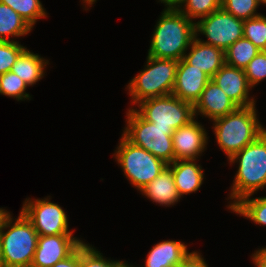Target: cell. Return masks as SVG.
I'll use <instances>...</instances> for the list:
<instances>
[{
	"label": "cell",
	"instance_id": "8992f818",
	"mask_svg": "<svg viewBox=\"0 0 266 267\" xmlns=\"http://www.w3.org/2000/svg\"><path fill=\"white\" fill-rule=\"evenodd\" d=\"M113 157L124 176L138 191L153 181L168 164L147 150L130 142L123 134Z\"/></svg>",
	"mask_w": 266,
	"mask_h": 267
},
{
	"label": "cell",
	"instance_id": "7a4b0ae2",
	"mask_svg": "<svg viewBox=\"0 0 266 267\" xmlns=\"http://www.w3.org/2000/svg\"><path fill=\"white\" fill-rule=\"evenodd\" d=\"M228 161L238 165L228 197L227 208L231 210L243 198L266 188V131Z\"/></svg>",
	"mask_w": 266,
	"mask_h": 267
},
{
	"label": "cell",
	"instance_id": "52a82bcc",
	"mask_svg": "<svg viewBox=\"0 0 266 267\" xmlns=\"http://www.w3.org/2000/svg\"><path fill=\"white\" fill-rule=\"evenodd\" d=\"M126 117L122 134L130 142L147 150L166 164L174 161L173 128L154 126L153 122L143 119L134 107L127 109Z\"/></svg>",
	"mask_w": 266,
	"mask_h": 267
},
{
	"label": "cell",
	"instance_id": "484cf974",
	"mask_svg": "<svg viewBox=\"0 0 266 267\" xmlns=\"http://www.w3.org/2000/svg\"><path fill=\"white\" fill-rule=\"evenodd\" d=\"M27 84L18 75L9 71L0 75V94L16 98L17 101L31 100L26 92Z\"/></svg>",
	"mask_w": 266,
	"mask_h": 267
},
{
	"label": "cell",
	"instance_id": "5bb4252c",
	"mask_svg": "<svg viewBox=\"0 0 266 267\" xmlns=\"http://www.w3.org/2000/svg\"><path fill=\"white\" fill-rule=\"evenodd\" d=\"M211 80L202 70L179 61L172 94L193 105L199 100L205 86Z\"/></svg>",
	"mask_w": 266,
	"mask_h": 267
},
{
	"label": "cell",
	"instance_id": "d4e9b609",
	"mask_svg": "<svg viewBox=\"0 0 266 267\" xmlns=\"http://www.w3.org/2000/svg\"><path fill=\"white\" fill-rule=\"evenodd\" d=\"M221 6L222 0H184L177 9L196 23L193 19L207 17Z\"/></svg>",
	"mask_w": 266,
	"mask_h": 267
},
{
	"label": "cell",
	"instance_id": "74e56055",
	"mask_svg": "<svg viewBox=\"0 0 266 267\" xmlns=\"http://www.w3.org/2000/svg\"><path fill=\"white\" fill-rule=\"evenodd\" d=\"M116 267H135V266L126 263V261L124 262V261H119V260H118V263H117ZM141 267H142V266H141Z\"/></svg>",
	"mask_w": 266,
	"mask_h": 267
},
{
	"label": "cell",
	"instance_id": "4dcf8cb0",
	"mask_svg": "<svg viewBox=\"0 0 266 267\" xmlns=\"http://www.w3.org/2000/svg\"><path fill=\"white\" fill-rule=\"evenodd\" d=\"M245 75L251 88L266 79V53L260 51L245 68Z\"/></svg>",
	"mask_w": 266,
	"mask_h": 267
},
{
	"label": "cell",
	"instance_id": "9a60e30c",
	"mask_svg": "<svg viewBox=\"0 0 266 267\" xmlns=\"http://www.w3.org/2000/svg\"><path fill=\"white\" fill-rule=\"evenodd\" d=\"M239 107L226 93L212 80L205 86L199 100L194 105L195 117L198 115L213 121L226 116Z\"/></svg>",
	"mask_w": 266,
	"mask_h": 267
},
{
	"label": "cell",
	"instance_id": "cb8c5ba5",
	"mask_svg": "<svg viewBox=\"0 0 266 267\" xmlns=\"http://www.w3.org/2000/svg\"><path fill=\"white\" fill-rule=\"evenodd\" d=\"M0 3L10 6L32 28L39 19L46 18L48 14L40 0H0Z\"/></svg>",
	"mask_w": 266,
	"mask_h": 267
},
{
	"label": "cell",
	"instance_id": "2e32d148",
	"mask_svg": "<svg viewBox=\"0 0 266 267\" xmlns=\"http://www.w3.org/2000/svg\"><path fill=\"white\" fill-rule=\"evenodd\" d=\"M188 49L190 51L185 53L183 59L189 65L202 70L210 78L225 64L224 51L202 42L198 36L194 37Z\"/></svg>",
	"mask_w": 266,
	"mask_h": 267
},
{
	"label": "cell",
	"instance_id": "f35d334b",
	"mask_svg": "<svg viewBox=\"0 0 266 267\" xmlns=\"http://www.w3.org/2000/svg\"><path fill=\"white\" fill-rule=\"evenodd\" d=\"M0 267H5L4 262H3L2 252H1V244H0Z\"/></svg>",
	"mask_w": 266,
	"mask_h": 267
},
{
	"label": "cell",
	"instance_id": "6da1fadb",
	"mask_svg": "<svg viewBox=\"0 0 266 267\" xmlns=\"http://www.w3.org/2000/svg\"><path fill=\"white\" fill-rule=\"evenodd\" d=\"M195 36L194 21L177 8H164L151 36L147 56L180 61Z\"/></svg>",
	"mask_w": 266,
	"mask_h": 267
},
{
	"label": "cell",
	"instance_id": "f1b7e54d",
	"mask_svg": "<svg viewBox=\"0 0 266 267\" xmlns=\"http://www.w3.org/2000/svg\"><path fill=\"white\" fill-rule=\"evenodd\" d=\"M118 261L107 259L85 241L80 245V267H116Z\"/></svg>",
	"mask_w": 266,
	"mask_h": 267
},
{
	"label": "cell",
	"instance_id": "83f0119b",
	"mask_svg": "<svg viewBox=\"0 0 266 267\" xmlns=\"http://www.w3.org/2000/svg\"><path fill=\"white\" fill-rule=\"evenodd\" d=\"M261 0H222L221 8L241 20H248L261 15L257 13Z\"/></svg>",
	"mask_w": 266,
	"mask_h": 267
},
{
	"label": "cell",
	"instance_id": "30bf717a",
	"mask_svg": "<svg viewBox=\"0 0 266 267\" xmlns=\"http://www.w3.org/2000/svg\"><path fill=\"white\" fill-rule=\"evenodd\" d=\"M50 200V196L44 199L26 198L21 211L32 222L38 235L74 234V230L70 231L68 228V215L65 210Z\"/></svg>",
	"mask_w": 266,
	"mask_h": 267
},
{
	"label": "cell",
	"instance_id": "4fadbf2b",
	"mask_svg": "<svg viewBox=\"0 0 266 267\" xmlns=\"http://www.w3.org/2000/svg\"><path fill=\"white\" fill-rule=\"evenodd\" d=\"M238 107H249L256 105V100L251 97L250 87L245 71L228 64L211 78Z\"/></svg>",
	"mask_w": 266,
	"mask_h": 267
},
{
	"label": "cell",
	"instance_id": "e575fe53",
	"mask_svg": "<svg viewBox=\"0 0 266 267\" xmlns=\"http://www.w3.org/2000/svg\"><path fill=\"white\" fill-rule=\"evenodd\" d=\"M165 4V8H178L184 0H158Z\"/></svg>",
	"mask_w": 266,
	"mask_h": 267
},
{
	"label": "cell",
	"instance_id": "5b68a950",
	"mask_svg": "<svg viewBox=\"0 0 266 267\" xmlns=\"http://www.w3.org/2000/svg\"><path fill=\"white\" fill-rule=\"evenodd\" d=\"M146 59L144 70L126 85L133 106L142 100L170 95L173 92L179 61L150 56Z\"/></svg>",
	"mask_w": 266,
	"mask_h": 267
},
{
	"label": "cell",
	"instance_id": "ac0fdd59",
	"mask_svg": "<svg viewBox=\"0 0 266 267\" xmlns=\"http://www.w3.org/2000/svg\"><path fill=\"white\" fill-rule=\"evenodd\" d=\"M139 192L155 202L157 205L170 207L180 202L171 168L167 166L163 171Z\"/></svg>",
	"mask_w": 266,
	"mask_h": 267
},
{
	"label": "cell",
	"instance_id": "f546056e",
	"mask_svg": "<svg viewBox=\"0 0 266 267\" xmlns=\"http://www.w3.org/2000/svg\"><path fill=\"white\" fill-rule=\"evenodd\" d=\"M27 47L19 41H0V75L7 73L15 64L16 59Z\"/></svg>",
	"mask_w": 266,
	"mask_h": 267
},
{
	"label": "cell",
	"instance_id": "ba28073f",
	"mask_svg": "<svg viewBox=\"0 0 266 267\" xmlns=\"http://www.w3.org/2000/svg\"><path fill=\"white\" fill-rule=\"evenodd\" d=\"M136 106L134 110L143 119L153 122L154 126L161 128H173L176 130L196 118L194 105L182 101L173 94L148 98L142 100Z\"/></svg>",
	"mask_w": 266,
	"mask_h": 267
},
{
	"label": "cell",
	"instance_id": "ffe728a7",
	"mask_svg": "<svg viewBox=\"0 0 266 267\" xmlns=\"http://www.w3.org/2000/svg\"><path fill=\"white\" fill-rule=\"evenodd\" d=\"M48 63L49 60L26 48L16 59L10 71L24 80L27 86H33L45 76L44 68Z\"/></svg>",
	"mask_w": 266,
	"mask_h": 267
},
{
	"label": "cell",
	"instance_id": "d6986e66",
	"mask_svg": "<svg viewBox=\"0 0 266 267\" xmlns=\"http://www.w3.org/2000/svg\"><path fill=\"white\" fill-rule=\"evenodd\" d=\"M188 245L181 241L163 240L148 252L145 267H176L189 253Z\"/></svg>",
	"mask_w": 266,
	"mask_h": 267
},
{
	"label": "cell",
	"instance_id": "1f68e13d",
	"mask_svg": "<svg viewBox=\"0 0 266 267\" xmlns=\"http://www.w3.org/2000/svg\"><path fill=\"white\" fill-rule=\"evenodd\" d=\"M176 267H209L198 251L189 252Z\"/></svg>",
	"mask_w": 266,
	"mask_h": 267
},
{
	"label": "cell",
	"instance_id": "d590c367",
	"mask_svg": "<svg viewBox=\"0 0 266 267\" xmlns=\"http://www.w3.org/2000/svg\"><path fill=\"white\" fill-rule=\"evenodd\" d=\"M11 213L6 209L0 208V229L3 227L4 221Z\"/></svg>",
	"mask_w": 266,
	"mask_h": 267
},
{
	"label": "cell",
	"instance_id": "7402d4cb",
	"mask_svg": "<svg viewBox=\"0 0 266 267\" xmlns=\"http://www.w3.org/2000/svg\"><path fill=\"white\" fill-rule=\"evenodd\" d=\"M260 52L247 38L242 37L225 52V63L245 70L249 62Z\"/></svg>",
	"mask_w": 266,
	"mask_h": 267
},
{
	"label": "cell",
	"instance_id": "603a6c76",
	"mask_svg": "<svg viewBox=\"0 0 266 267\" xmlns=\"http://www.w3.org/2000/svg\"><path fill=\"white\" fill-rule=\"evenodd\" d=\"M251 197L243 198L231 209V212L241 215L255 224L266 226V196Z\"/></svg>",
	"mask_w": 266,
	"mask_h": 267
},
{
	"label": "cell",
	"instance_id": "9c48e42d",
	"mask_svg": "<svg viewBox=\"0 0 266 267\" xmlns=\"http://www.w3.org/2000/svg\"><path fill=\"white\" fill-rule=\"evenodd\" d=\"M244 20L234 17L222 8L198 20L195 23L196 36L204 35L206 44L215 46L224 52L243 37Z\"/></svg>",
	"mask_w": 266,
	"mask_h": 267
},
{
	"label": "cell",
	"instance_id": "ab89813d",
	"mask_svg": "<svg viewBox=\"0 0 266 267\" xmlns=\"http://www.w3.org/2000/svg\"><path fill=\"white\" fill-rule=\"evenodd\" d=\"M263 3H264V5H266V0H261Z\"/></svg>",
	"mask_w": 266,
	"mask_h": 267
},
{
	"label": "cell",
	"instance_id": "44dd1931",
	"mask_svg": "<svg viewBox=\"0 0 266 267\" xmlns=\"http://www.w3.org/2000/svg\"><path fill=\"white\" fill-rule=\"evenodd\" d=\"M32 29L10 6L0 3V41L14 42V37L25 36Z\"/></svg>",
	"mask_w": 266,
	"mask_h": 267
},
{
	"label": "cell",
	"instance_id": "4316f807",
	"mask_svg": "<svg viewBox=\"0 0 266 267\" xmlns=\"http://www.w3.org/2000/svg\"><path fill=\"white\" fill-rule=\"evenodd\" d=\"M243 37L247 38L258 50L266 47V16L259 15L243 23Z\"/></svg>",
	"mask_w": 266,
	"mask_h": 267
},
{
	"label": "cell",
	"instance_id": "8fae6325",
	"mask_svg": "<svg viewBox=\"0 0 266 267\" xmlns=\"http://www.w3.org/2000/svg\"><path fill=\"white\" fill-rule=\"evenodd\" d=\"M83 242L73 234L39 235L30 267H52L70 256Z\"/></svg>",
	"mask_w": 266,
	"mask_h": 267
},
{
	"label": "cell",
	"instance_id": "3957f363",
	"mask_svg": "<svg viewBox=\"0 0 266 267\" xmlns=\"http://www.w3.org/2000/svg\"><path fill=\"white\" fill-rule=\"evenodd\" d=\"M213 122L217 144L228 160L266 131V127L258 119L255 105L239 107L226 116L214 119Z\"/></svg>",
	"mask_w": 266,
	"mask_h": 267
},
{
	"label": "cell",
	"instance_id": "7c38bea8",
	"mask_svg": "<svg viewBox=\"0 0 266 267\" xmlns=\"http://www.w3.org/2000/svg\"><path fill=\"white\" fill-rule=\"evenodd\" d=\"M207 135L204 125L195 119L176 129L172 134L174 161L198 160L208 145Z\"/></svg>",
	"mask_w": 266,
	"mask_h": 267
},
{
	"label": "cell",
	"instance_id": "277c9868",
	"mask_svg": "<svg viewBox=\"0 0 266 267\" xmlns=\"http://www.w3.org/2000/svg\"><path fill=\"white\" fill-rule=\"evenodd\" d=\"M38 236L32 222L22 211L15 219L10 214L0 229L4 266L30 267L37 247Z\"/></svg>",
	"mask_w": 266,
	"mask_h": 267
},
{
	"label": "cell",
	"instance_id": "836d02e7",
	"mask_svg": "<svg viewBox=\"0 0 266 267\" xmlns=\"http://www.w3.org/2000/svg\"><path fill=\"white\" fill-rule=\"evenodd\" d=\"M251 257L256 267H266V246L258 248Z\"/></svg>",
	"mask_w": 266,
	"mask_h": 267
},
{
	"label": "cell",
	"instance_id": "e0dca14e",
	"mask_svg": "<svg viewBox=\"0 0 266 267\" xmlns=\"http://www.w3.org/2000/svg\"><path fill=\"white\" fill-rule=\"evenodd\" d=\"M195 160H175L168 164L180 197L197 192L204 182V170Z\"/></svg>",
	"mask_w": 266,
	"mask_h": 267
},
{
	"label": "cell",
	"instance_id": "8d00e7d4",
	"mask_svg": "<svg viewBox=\"0 0 266 267\" xmlns=\"http://www.w3.org/2000/svg\"><path fill=\"white\" fill-rule=\"evenodd\" d=\"M97 0H82L84 7L89 10ZM87 5V6H86ZM89 6V8H87Z\"/></svg>",
	"mask_w": 266,
	"mask_h": 267
},
{
	"label": "cell",
	"instance_id": "d6a6232c",
	"mask_svg": "<svg viewBox=\"0 0 266 267\" xmlns=\"http://www.w3.org/2000/svg\"><path fill=\"white\" fill-rule=\"evenodd\" d=\"M52 267H80V246L70 256L57 262Z\"/></svg>",
	"mask_w": 266,
	"mask_h": 267
}]
</instances>
